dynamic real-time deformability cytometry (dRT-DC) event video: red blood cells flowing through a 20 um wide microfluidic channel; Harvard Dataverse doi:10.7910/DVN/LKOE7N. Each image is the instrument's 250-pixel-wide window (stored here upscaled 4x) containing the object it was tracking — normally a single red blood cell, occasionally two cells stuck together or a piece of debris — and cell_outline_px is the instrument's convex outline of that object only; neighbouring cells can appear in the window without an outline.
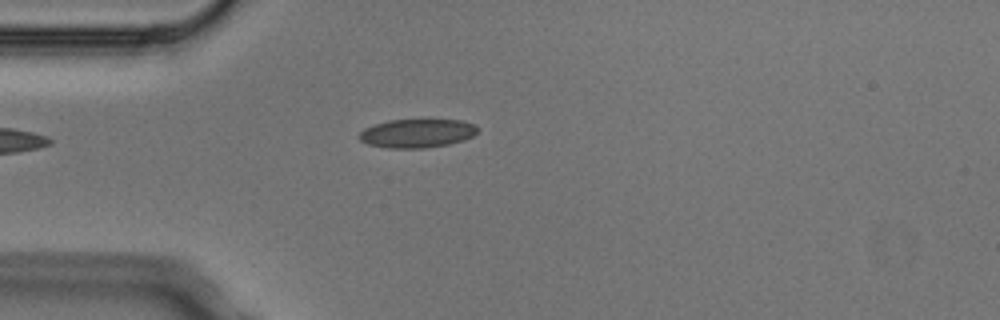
{"species": "Egyptian fruit bat (a non-hibernating species)", "species_latin": "Rousettus aegyptiacus", "temperature_condition": "cold", "stored_images_in_passage": 5, "camera_frame_rate_fps": 3000, "um_per_image_px": 0.085, "animal": {"sex": "male"}, "frame": {"image": 1, "passage_image": 4, "time_ms": 1.0, "image_size_px": [1000, 320], "cell_outline_px": [[476, 132], [472, 136], [464, 140], [448, 144], [424, 148], [388, 148], [368, 144], [360, 140], [356, 136], [364, 128], [388, 120], [464, 120], [476, 124]], "centroid_in_image_um": [35.43, 11.33], "position_along_channel_um": 49.6, "area_um2": 19.77}}